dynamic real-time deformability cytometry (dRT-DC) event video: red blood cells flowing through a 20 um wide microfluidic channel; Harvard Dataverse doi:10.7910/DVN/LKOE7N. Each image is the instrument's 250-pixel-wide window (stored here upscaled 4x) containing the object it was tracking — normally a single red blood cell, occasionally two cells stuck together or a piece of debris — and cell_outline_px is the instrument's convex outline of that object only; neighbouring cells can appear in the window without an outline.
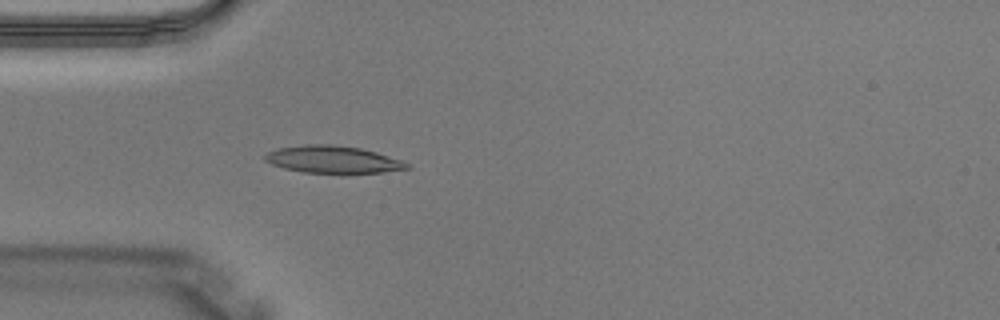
{"species": "Egyptian fruit bat (a non-hibernating species)", "species_latin": "Rousettus aegyptiacus", "temperature_condition": "warm", "stored_images_in_passage": 1, "camera_frame_rate_fps": 3000, "um_per_image_px": 0.085, "animal": {"sex": "male"}, "frame": {"image": 1, "passage_image": 1, "time_ms": 0.0, "image_size_px": [1000, 320], "cell_outline_px": [[412, 168], [384, 172], [344, 176], [304, 172], [284, 168], [272, 164], [264, 160], [264, 156], [268, 152], [276, 148], [304, 144], [332, 144], [360, 148], [376, 152], [400, 160], [408, 164]], "centroid_in_image_um": [28.31, 13.6], "position_along_channel_um": 56.7, "area_um2": 23.41}}